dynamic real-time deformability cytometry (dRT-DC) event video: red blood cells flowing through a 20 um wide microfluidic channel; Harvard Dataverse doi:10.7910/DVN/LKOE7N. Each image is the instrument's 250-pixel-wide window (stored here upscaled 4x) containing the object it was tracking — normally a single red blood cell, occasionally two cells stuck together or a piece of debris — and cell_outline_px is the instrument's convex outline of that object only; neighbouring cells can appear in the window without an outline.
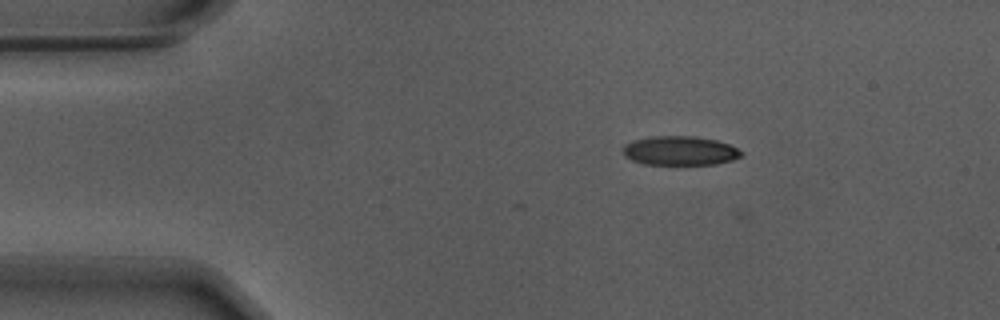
{"species": "Egyptian fruit bat (a non-hibernating species)", "species_latin": "Rousettus aegyptiacus", "temperature_condition": "warm", "stored_images_in_passage": 7, "camera_frame_rate_fps": 3000, "um_per_image_px": 0.085, "animal": {"sex": "male"}, "frame": {"image": 1, "passage_image": 1, "time_ms": 0.0, "image_size_px": [1000, 320], "cell_outline_px": [[744, 152], [740, 156], [732, 160], [716, 164], [644, 164], [632, 160], [624, 156], [624, 144], [632, 140], [652, 136], [692, 136], [716, 140], [728, 144]], "centroid_in_image_um": [57.77, 12.81], "position_along_channel_um": 27.2, "area_um2": 20.0}}